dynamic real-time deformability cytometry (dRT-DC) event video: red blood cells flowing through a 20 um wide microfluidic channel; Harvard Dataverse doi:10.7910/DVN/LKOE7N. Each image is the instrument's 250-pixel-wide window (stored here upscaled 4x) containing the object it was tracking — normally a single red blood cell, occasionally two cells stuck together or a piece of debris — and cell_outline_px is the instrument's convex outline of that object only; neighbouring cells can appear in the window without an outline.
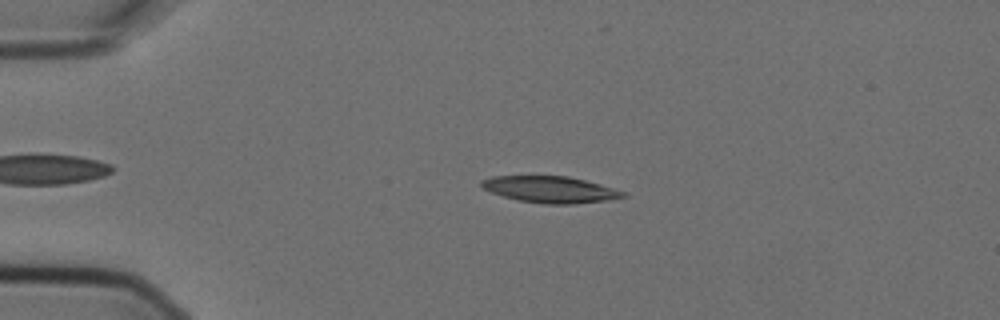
{"species": "Egyptian fruit bat (a non-hibernating species)", "species_latin": "Rousettus aegyptiacus", "temperature_condition": "cold", "stored_images_in_passage": 5, "camera_frame_rate_fps": 3000, "um_per_image_px": 0.085, "animal": {"sex": "female"}, "frame": {"image": 1, "passage_image": 4, "time_ms": 1.0, "image_size_px": [1000, 320], "cell_outline_px": [[628, 196], [608, 200], [572, 204], [544, 204], [520, 200], [504, 196], [492, 192], [484, 188], [480, 184], [480, 180], [492, 176], [568, 176], [584, 180], [628, 192]], "centroid_in_image_um": [46.81, 16.1], "position_along_channel_um": 38.2, "area_um2": 21.73}}